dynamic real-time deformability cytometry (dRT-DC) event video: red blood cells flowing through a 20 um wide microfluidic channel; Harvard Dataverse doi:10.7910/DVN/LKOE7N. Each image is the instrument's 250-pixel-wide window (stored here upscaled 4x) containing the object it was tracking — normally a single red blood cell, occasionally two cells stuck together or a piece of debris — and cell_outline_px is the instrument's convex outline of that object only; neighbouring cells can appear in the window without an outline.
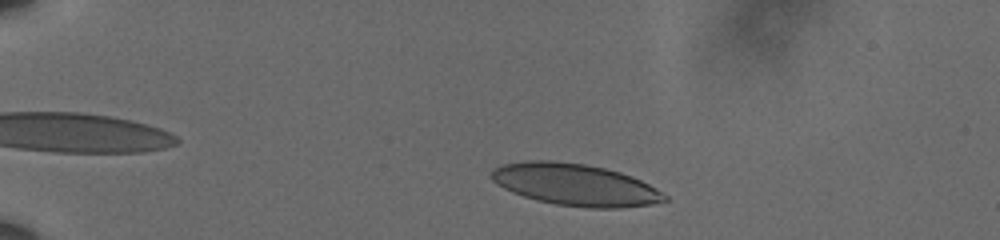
{"species": "human", "species_latin": "Homo sapiens", "temperature_condition": "cold", "stored_images_in_passage": 11, "camera_frame_rate_fps": 3000, "um_per_image_px": 0.085, "donor": {"sex": "male"}, "frame": {"image": 1, "passage_image": 4, "time_ms": 1.0, "image_size_px": [1000, 240], "cell_outline_px": [[668, 200], [652, 204], [620, 208], [588, 208], [556, 204], [536, 200], [512, 192], [496, 184], [492, 180], [492, 168], [504, 164], [524, 160], [552, 160], [584, 164], [604, 168], [620, 172], [632, 176], [656, 188], [668, 196]], "centroid_in_image_um": [48.89, 15.7], "position_along_channel_um": 36.1, "area_um2": 42.31}}
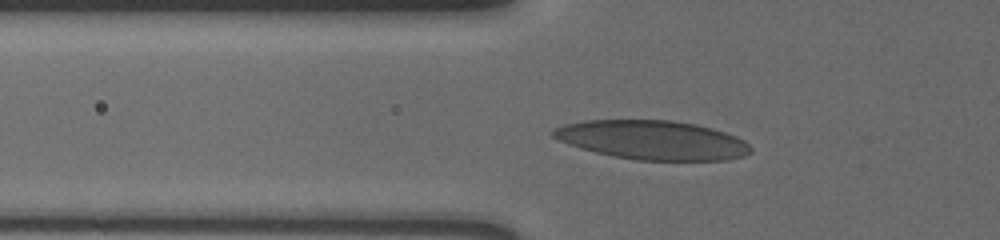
{"frame": {"image": 2, "passage_image": 8, "time_ms": 2.333, "image_size_px": [1000, 240], "cell_outline_px": [[752, 152], [744, 156], [728, 160], [636, 160], [612, 156], [580, 148], [568, 144], [552, 136], [552, 132], [556, 128], [564, 124], [584, 120], [672, 120], [696, 124], [712, 128], [736, 136], [744, 140], [752, 148]], "centroid_in_image_um": [55.48, 11.9], "position_along_channel_um": 70.3, "area_um2": 45.03}}
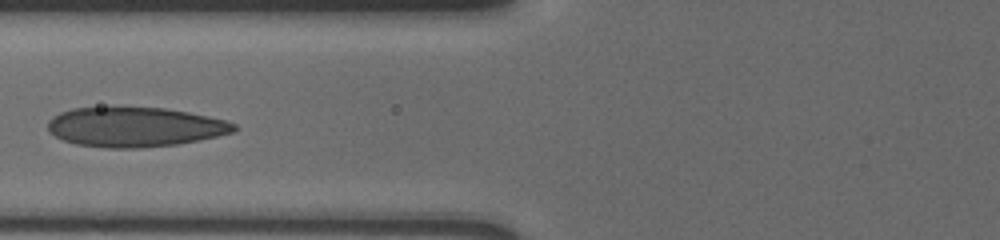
{"frame": {"image": 3, "passage_image": 10, "time_ms": 3.0, "image_size_px": [1000, 240], "cell_outline_px": [[236, 128], [232, 132], [200, 140], [176, 144], [140, 148], [104, 148], [76, 144], [64, 140], [48, 132], [48, 120], [52, 116], [60, 112], [72, 108], [164, 108], [188, 112], [208, 116], [224, 120], [236, 124]], "centroid_in_image_um": [11.43, 10.8], "position_along_channel_um": 114.4, "area_um2": 42.77}}